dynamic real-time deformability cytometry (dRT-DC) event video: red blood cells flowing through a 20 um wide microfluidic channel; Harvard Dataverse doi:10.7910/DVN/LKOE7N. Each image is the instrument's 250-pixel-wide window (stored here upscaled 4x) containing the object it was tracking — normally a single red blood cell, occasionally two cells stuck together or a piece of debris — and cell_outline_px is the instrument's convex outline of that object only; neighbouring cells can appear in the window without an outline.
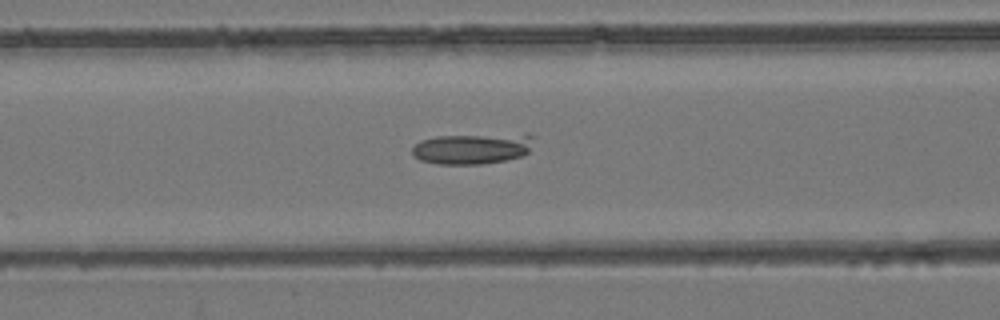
{"species": "common noctule bat (a hibernating species)", "species_latin": "Nyctalus noctula", "temperature_condition": "room temperature", "stored_images_in_passage": 36, "camera_frame_rate_fps": 3000, "um_per_image_px": 0.085, "animal": {"sex": "female", "body_mass_g": 24.6, "forearm_length_mm": 56.2}, "frame": {"image": 1, "passage_image": 6, "time_ms": 1.667, "image_size_px": [1000, 320], "cell_outline_px": [[536, 136], [528, 152], [524, 156], [508, 160], [480, 164], [436, 164], [420, 160], [412, 156], [412, 148], [420, 140], [436, 136], [524, 132], [528, 132]], "centroid_in_image_um": [40.24, 12.59], "position_along_channel_um": 126.4, "area_um2": 22.77}}
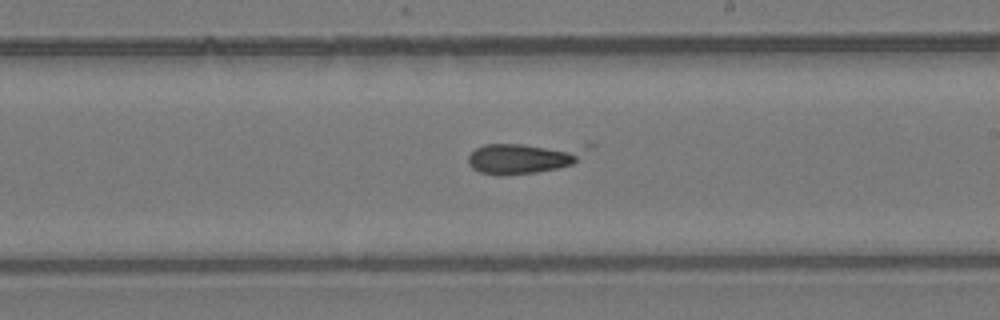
{"frame": {"image": 2, "passage_image": 15, "time_ms": 4.667, "image_size_px": [1000, 320], "cell_outline_px": [[596, 144], [572, 164], [556, 168], [536, 172], [504, 176], [500, 176], [480, 172], [472, 168], [468, 164], [468, 156], [476, 148], [484, 144], [588, 140]], "centroid_in_image_um": [44.75, 13.31], "position_along_channel_um": 244.2, "area_um2": 23.41}}
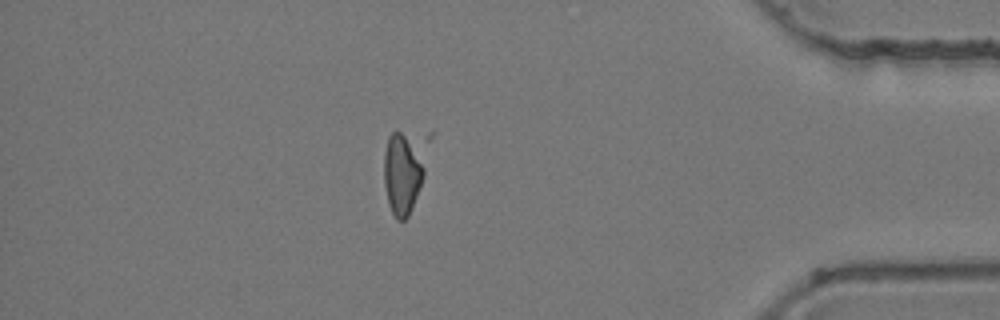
{"frame": {"image": 3, "passage_image": 30, "time_ms": 9.667, "image_size_px": [1000, 320], "cell_outline_px": [[424, 176], [408, 216], [404, 220], [396, 220], [388, 204], [384, 184], [384, 152], [388, 136], [392, 132], [400, 132], [404, 136], [424, 168]], "centroid_in_image_um": [34.11, 14.89], "position_along_channel_um": 401.1, "area_um2": 18.03}}